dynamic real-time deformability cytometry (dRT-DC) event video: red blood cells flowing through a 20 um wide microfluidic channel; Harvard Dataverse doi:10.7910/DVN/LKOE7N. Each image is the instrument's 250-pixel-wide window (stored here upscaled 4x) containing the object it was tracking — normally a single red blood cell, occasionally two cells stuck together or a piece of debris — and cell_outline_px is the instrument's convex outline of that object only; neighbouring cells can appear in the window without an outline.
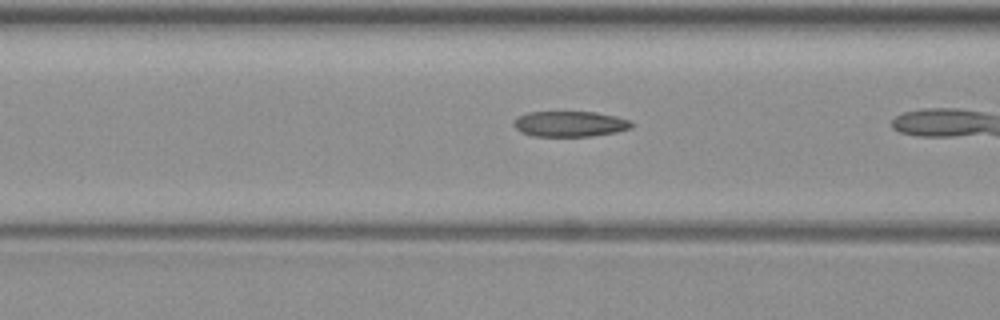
{"species": "common noctule bat (a hibernating species)", "species_latin": "Nyctalus noctula", "temperature_condition": "warm", "stored_images_in_passage": 16, "camera_frame_rate_fps": 3000, "um_per_image_px": 0.085, "animal": {"sex": "female", "body_mass_g": 19.3, "forearm_length_mm": 54.1}, "frame": {"image": 1, "passage_image": 14, "time_ms": 4.333, "image_size_px": [1000, 320], "cell_outline_px": [[632, 128], [616, 132], [592, 136], [532, 136], [520, 132], [512, 124], [520, 116], [528, 112], [596, 112], [616, 116], [628, 120], [632, 124]], "centroid_in_image_um": [48.44, 10.54], "position_along_channel_um": 118.2, "area_um2": 17.46}}